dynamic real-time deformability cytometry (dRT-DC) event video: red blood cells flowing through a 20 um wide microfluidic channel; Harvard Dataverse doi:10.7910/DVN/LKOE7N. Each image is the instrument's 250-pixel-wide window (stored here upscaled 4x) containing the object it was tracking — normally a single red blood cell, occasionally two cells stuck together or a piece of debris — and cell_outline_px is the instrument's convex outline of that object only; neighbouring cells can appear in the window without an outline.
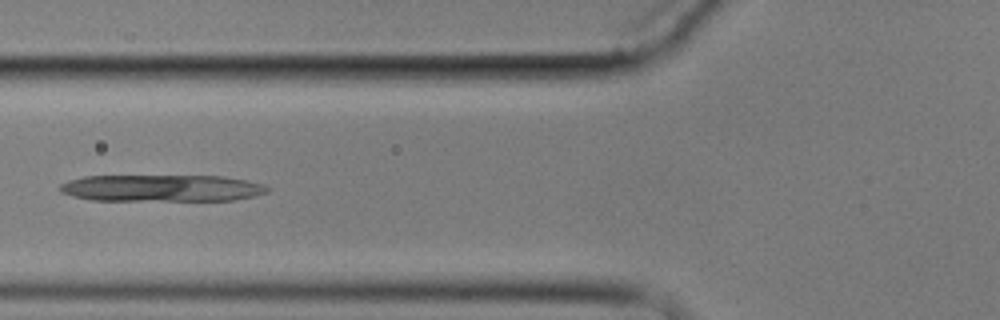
{"species": "common noctule bat (a hibernating species)", "species_latin": "Nyctalus noctula", "temperature_condition": "cold", "stored_images_in_passage": 9, "camera_frame_rate_fps": 3000, "um_per_image_px": 0.085, "animal": {"sex": "male", "body_mass_g": 17.9}, "frame": {"image": 1, "passage_image": 7, "time_ms": 8.667, "image_size_px": [1000, 320], "cell_outline_px": [[272, 188], [268, 192], [256, 196], [236, 200], [92, 200], [72, 196], [60, 192], [56, 188], [60, 184], [68, 180], [84, 176], [224, 176], [248, 180], [264, 184]], "centroid_in_image_um": [13.77, 15.99], "position_along_channel_um": 112.0, "area_um2": 32.77}}